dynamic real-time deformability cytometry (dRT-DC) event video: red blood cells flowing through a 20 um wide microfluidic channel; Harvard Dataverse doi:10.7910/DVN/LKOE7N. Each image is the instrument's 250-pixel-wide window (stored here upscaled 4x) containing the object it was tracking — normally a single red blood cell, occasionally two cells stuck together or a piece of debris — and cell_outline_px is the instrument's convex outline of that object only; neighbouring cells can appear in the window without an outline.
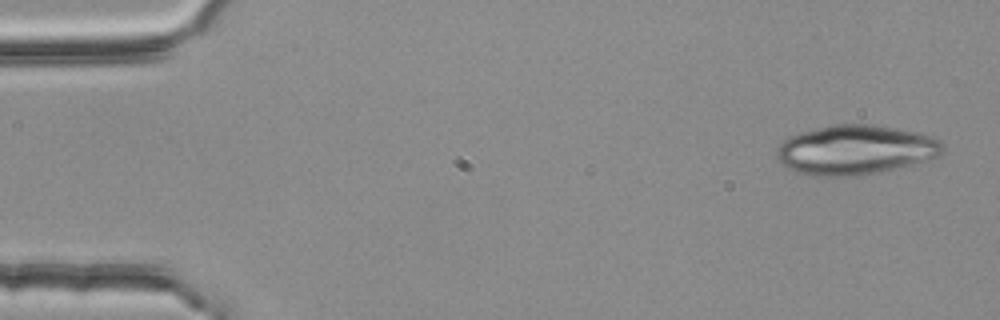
{"species": "common noctule bat (a hibernating species)", "species_latin": "Nyctalus noctula", "temperature_condition": "room temperature", "stored_images_in_passage": 4, "camera_frame_rate_fps": 3000, "um_per_image_px": 0.085, "animal": {"sex": "female", "body_mass_g": 25.1}, "frame": {"image": 1, "passage_image": 1, "time_ms": 0.0, "image_size_px": [1000, 320], "cell_outline_px": [[944, 152], [940, 156], [880, 172], [852, 176], [812, 176], [796, 172], [780, 164], [776, 160], [776, 148], [788, 136], [800, 132], [832, 124], [876, 124], [916, 132], [940, 140], [944, 144]], "centroid_in_image_um": [72.66, 12.73], "position_along_channel_um": 12.3, "area_um2": 48.21}}